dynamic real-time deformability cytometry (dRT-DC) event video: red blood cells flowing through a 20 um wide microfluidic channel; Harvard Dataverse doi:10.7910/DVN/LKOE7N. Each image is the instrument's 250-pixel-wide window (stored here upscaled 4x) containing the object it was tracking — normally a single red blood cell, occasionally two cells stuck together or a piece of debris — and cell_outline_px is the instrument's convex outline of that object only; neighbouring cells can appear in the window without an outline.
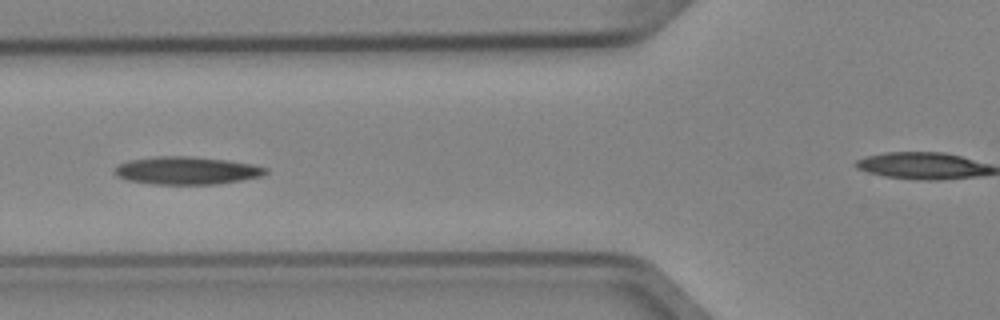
{"species": "Egyptian fruit bat (a non-hibernating species)", "species_latin": "Rousettus aegyptiacus", "temperature_condition": "cold", "stored_images_in_passage": 6, "camera_frame_rate_fps": 3000, "um_per_image_px": 0.085, "animal": {"sex": "female"}, "frame": {"image": 1, "passage_image": 5, "time_ms": 1.333, "image_size_px": [1000, 320], "cell_outline_px": [[268, 172], [264, 176], [216, 184], [152, 184], [128, 180], [116, 176], [112, 172], [120, 164], [128, 160], [156, 156], [188, 156], [228, 160], [252, 164], [268, 168]], "centroid_in_image_um": [15.88, 14.49], "position_along_channel_um": 109.9, "area_um2": 24.51}}